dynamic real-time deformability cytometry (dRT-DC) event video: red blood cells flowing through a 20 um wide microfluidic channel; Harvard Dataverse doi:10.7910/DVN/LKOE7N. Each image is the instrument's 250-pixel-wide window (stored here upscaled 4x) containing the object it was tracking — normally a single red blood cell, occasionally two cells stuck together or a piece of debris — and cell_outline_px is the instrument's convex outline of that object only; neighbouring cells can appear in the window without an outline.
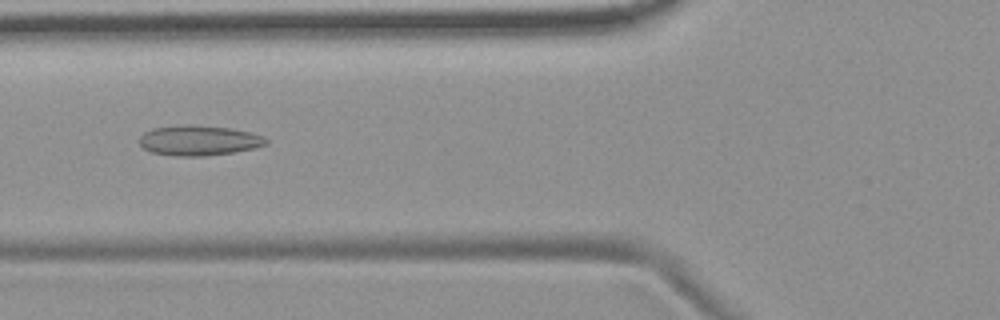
{"species": "common noctule bat (a hibernating species)", "species_latin": "Nyctalus noctula", "temperature_condition": "room temperature", "stored_images_in_passage": 10, "camera_frame_rate_fps": 3000, "um_per_image_px": 0.085, "animal": {"sex": "female", "body_mass_g": 19.9}, "frame": {"image": 1, "passage_image": 6, "time_ms": 6.0, "image_size_px": [1000, 320], "cell_outline_px": [[268, 144], [256, 148], [236, 152], [208, 156], [172, 156], [152, 152], [144, 148], [140, 144], [140, 136], [144, 132], [152, 128], [180, 124], [192, 124], [228, 128], [248, 132], [264, 136], [268, 140]], "centroid_in_image_um": [16.91, 11.94], "position_along_channel_um": 108.9, "area_um2": 22.54}}
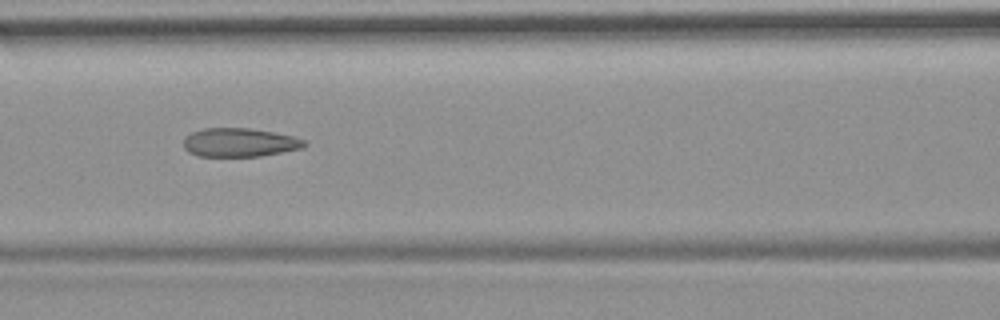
{"frame": {"image": 2, "passage_image": 7, "time_ms": 7.0, "image_size_px": [1000, 320], "cell_outline_px": [[308, 144], [304, 148], [260, 156], [196, 156], [188, 152], [184, 148], [184, 136], [192, 132], [204, 128], [248, 128], [272, 132], [292, 136], [304, 140]], "centroid_in_image_um": [20.34, 12.11], "position_along_channel_um": 146.3, "area_um2": 20.23}}